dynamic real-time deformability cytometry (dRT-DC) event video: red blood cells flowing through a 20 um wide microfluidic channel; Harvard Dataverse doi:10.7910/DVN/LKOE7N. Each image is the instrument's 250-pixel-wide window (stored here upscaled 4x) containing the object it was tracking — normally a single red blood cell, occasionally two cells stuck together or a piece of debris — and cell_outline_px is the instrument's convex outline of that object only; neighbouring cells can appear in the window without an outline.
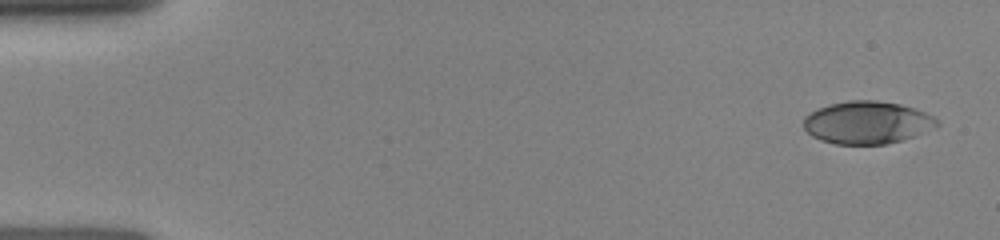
{"species": "human", "species_latin": "Homo sapiens", "temperature_condition": "room temperature", "stored_images_in_passage": 16, "camera_frame_rate_fps": 3000, "um_per_image_px": 0.085, "donor": {"sex": "female"}, "frame": {"image": 1, "passage_image": 1, "time_ms": 0.0, "image_size_px": [1000, 240], "cell_outline_px": [[940, 124], [936, 128], [900, 140], [884, 144], [836, 144], [820, 140], [812, 136], [804, 128], [804, 116], [816, 108], [848, 100], [876, 100], [900, 104], [916, 108], [940, 120]], "centroid_in_image_um": [73.71, 10.4], "position_along_channel_um": 11.3, "area_um2": 33.18}}
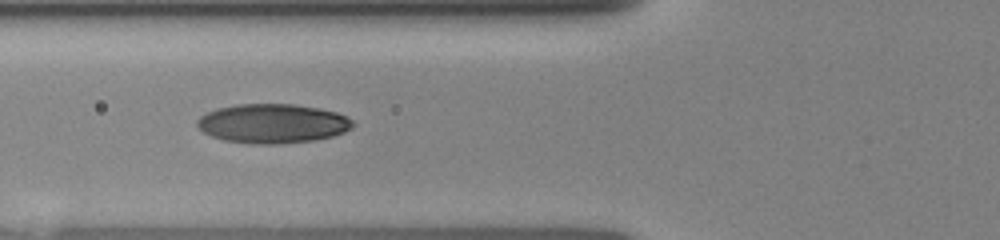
{"frame": {"image": 2, "passage_image": 10, "time_ms": 5.333, "image_size_px": [1000, 240], "cell_outline_px": [[356, 124], [352, 128], [344, 132], [332, 136], [312, 140], [276, 144], [252, 144], [224, 140], [212, 136], [204, 132], [196, 124], [196, 120], [200, 116], [216, 108], [236, 104], [292, 104], [316, 108], [336, 112], [348, 116]], "centroid_in_image_um": [23.17, 10.49], "position_along_channel_um": 102.6, "area_um2": 35.6}}
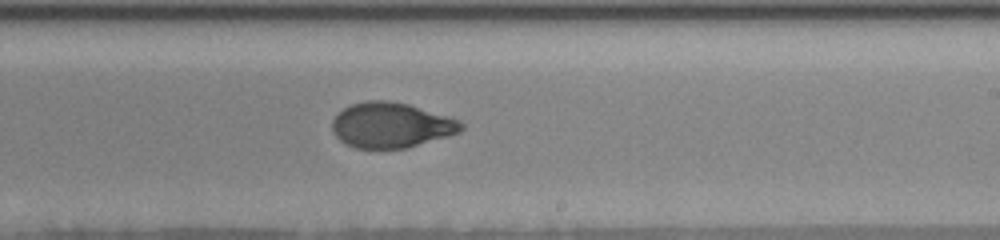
{"frame": {"image": 3, "passage_image": 16, "time_ms": 9.0, "image_size_px": [1000, 240], "cell_outline_px": [[464, 128], [460, 132], [448, 136], [408, 148], [356, 148], [344, 144], [332, 132], [332, 120], [344, 108], [352, 104], [368, 100], [388, 100], [408, 104], [448, 116], [460, 120], [464, 124]], "centroid_in_image_um": [33.26, 10.64], "position_along_channel_um": 255.7, "area_um2": 34.1}}